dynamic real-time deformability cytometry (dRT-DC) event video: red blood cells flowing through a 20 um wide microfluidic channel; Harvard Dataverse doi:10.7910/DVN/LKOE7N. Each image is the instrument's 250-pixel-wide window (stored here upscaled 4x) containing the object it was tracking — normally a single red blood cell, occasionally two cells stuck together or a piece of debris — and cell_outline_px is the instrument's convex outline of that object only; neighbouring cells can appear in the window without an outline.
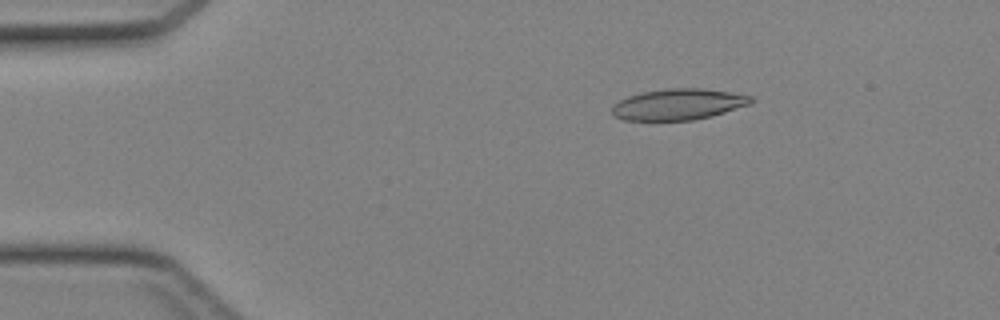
{"species": "Egyptian fruit bat (a non-hibernating species)", "species_latin": "Rousettus aegyptiacus", "temperature_condition": "cold", "stored_images_in_passage": 12, "camera_frame_rate_fps": 3000, "um_per_image_px": 0.085, "animal": {"sex": "female"}, "frame": {"image": 1, "passage_image": 8, "time_ms": 2.333, "image_size_px": [1000, 320], "cell_outline_px": [[756, 100], [748, 104], [712, 116], [692, 120], [624, 120], [616, 116], [612, 112], [612, 104], [628, 96], [644, 92], [668, 88], [700, 88], [728, 92], [752, 96]], "centroid_in_image_um": [57.64, 8.87], "position_along_channel_um": 27.4, "area_um2": 24.91}}